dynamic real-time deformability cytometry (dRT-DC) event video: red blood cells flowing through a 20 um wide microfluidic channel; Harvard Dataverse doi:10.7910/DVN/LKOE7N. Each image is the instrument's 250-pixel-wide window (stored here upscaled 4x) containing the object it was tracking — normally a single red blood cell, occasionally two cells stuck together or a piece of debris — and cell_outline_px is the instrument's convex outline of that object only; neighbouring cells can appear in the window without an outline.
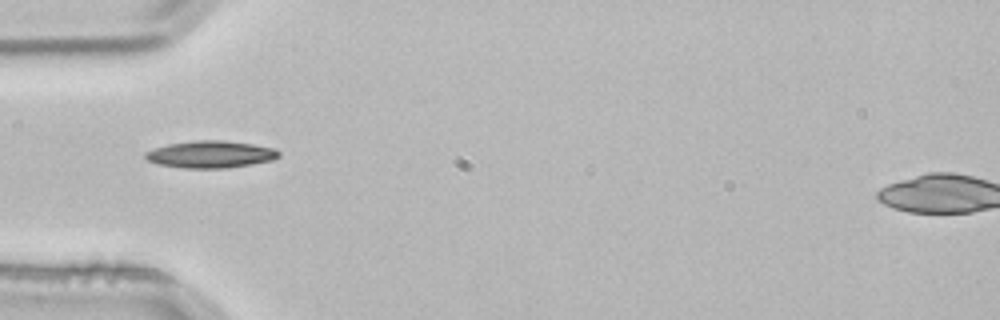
{"species": "common noctule bat (a hibernating species)", "species_latin": "Nyctalus noctula", "temperature_condition": "room temperature", "stored_images_in_passage": 2, "camera_frame_rate_fps": 3000, "um_per_image_px": 0.085, "animal": {"sex": "male", "body_mass_g": 21.5, "forearm_length_mm": 52.0}, "frame": {"image": 1, "passage_image": 1, "time_ms": 0.0, "image_size_px": [1000, 320], "cell_outline_px": [[280, 156], [272, 160], [252, 164], [228, 168], [184, 168], [156, 164], [148, 160], [144, 156], [144, 152], [168, 144], [196, 140], [224, 140], [252, 144], [272, 148], [280, 152]], "centroid_in_image_um": [17.89, 13.12], "position_along_channel_um": 67.1, "area_um2": 21.04}}